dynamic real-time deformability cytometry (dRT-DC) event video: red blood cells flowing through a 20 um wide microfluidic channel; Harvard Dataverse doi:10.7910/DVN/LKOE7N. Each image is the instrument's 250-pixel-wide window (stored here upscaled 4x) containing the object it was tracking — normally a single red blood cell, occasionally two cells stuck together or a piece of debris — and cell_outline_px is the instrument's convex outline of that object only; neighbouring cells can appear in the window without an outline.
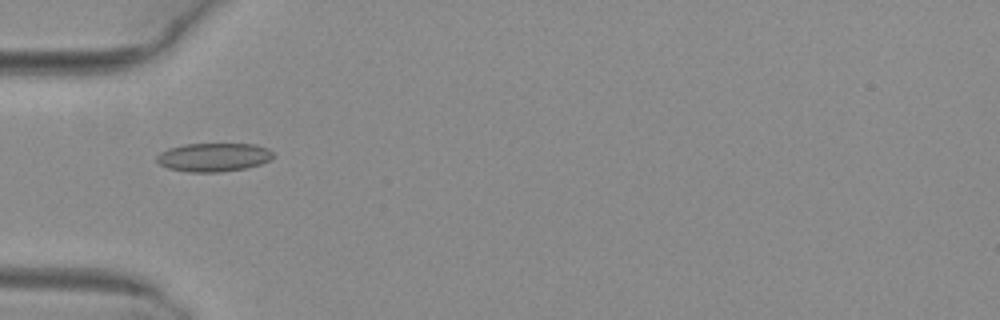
{"species": "common noctule bat (a hibernating species)", "species_latin": "Nyctalus noctula", "temperature_condition": "warm", "stored_images_in_passage": 29, "camera_frame_rate_fps": 3000, "um_per_image_px": 0.085, "animal": {"sex": "female", "body_mass_g": 29.2, "forearm_length_mm": 56.3}, "frame": {"image": 1, "passage_image": 1, "time_ms": 0.0, "image_size_px": [1000, 320], "cell_outline_px": [[272, 156], [268, 160], [260, 164], [244, 168], [220, 172], [188, 172], [168, 168], [160, 164], [156, 160], [156, 156], [160, 152], [168, 148], [184, 144], [256, 144], [268, 148], [272, 152]], "centroid_in_image_um": [18.12, 13.36], "position_along_channel_um": 66.9, "area_um2": 19.31}}
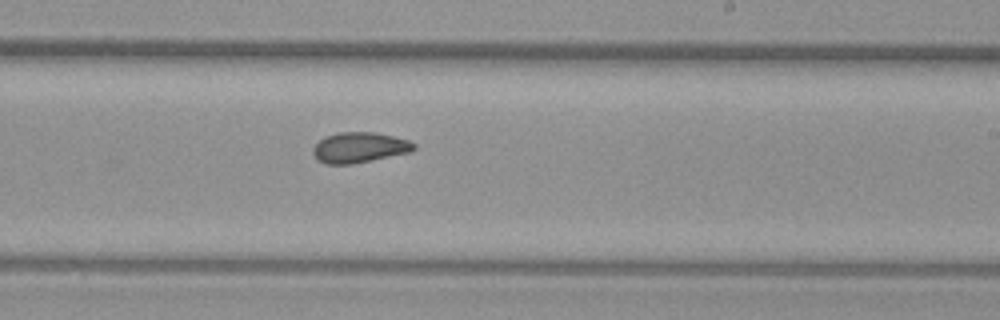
{"frame": {"image": 2, "passage_image": 15, "time_ms": 4.667, "image_size_px": [1000, 320], "cell_outline_px": [[416, 148], [412, 152], [352, 164], [324, 164], [316, 160], [312, 152], [312, 148], [324, 136], [340, 132], [376, 132], [408, 140], [416, 144]], "centroid_in_image_um": [30.54, 12.54], "position_along_channel_um": 258.5, "area_um2": 18.09}}
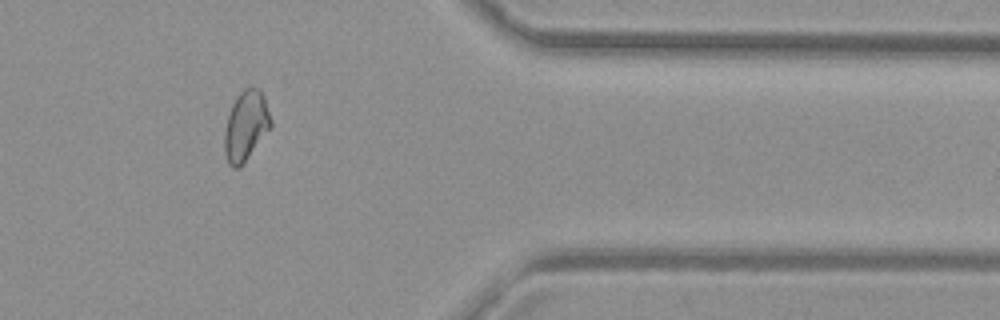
{"frame": {"image": 3, "passage_image": 26, "time_ms": 8.333, "image_size_px": [1000, 320], "cell_outline_px": [[272, 124], [244, 164], [240, 168], [232, 168], [228, 164], [224, 152], [224, 132], [228, 116], [232, 104], [240, 92], [244, 88], [256, 88], [264, 96], [272, 120]], "centroid_in_image_um": [20.88, 10.74], "position_along_channel_um": 390.5, "area_um2": 18.79}, "authors_computed_cell_mechanics": {"area_um2": 17.918, "velocity_mm_per_s": 4.121, "shape_relaxation_time_tau1_ms": null, "shape_relaxation_time_tau2_ms": 1.4774, "deformation_change_tau1": null, "deformation_change_tau2": 0.0596}}